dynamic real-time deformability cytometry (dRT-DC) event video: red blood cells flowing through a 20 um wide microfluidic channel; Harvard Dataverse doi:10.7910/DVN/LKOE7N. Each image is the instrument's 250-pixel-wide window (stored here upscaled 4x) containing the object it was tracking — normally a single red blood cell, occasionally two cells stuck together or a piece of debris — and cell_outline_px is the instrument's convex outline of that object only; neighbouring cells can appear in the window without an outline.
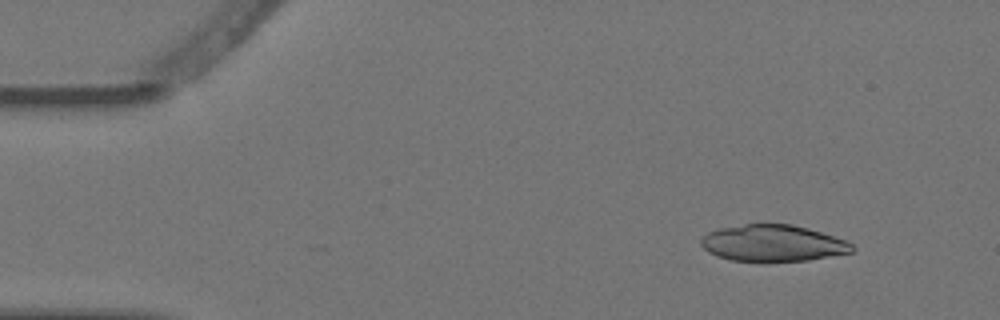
{"species": "Egyptian fruit bat (a non-hibernating species)", "species_latin": "Rousettus aegyptiacus", "temperature_condition": "warm", "stored_images_in_passage": 5, "camera_frame_rate_fps": 3000, "um_per_image_px": 0.085, "animal": {"sex": "female"}, "frame": {"image": 1, "passage_image": 1, "time_ms": 0.0, "image_size_px": [1000, 320], "cell_outline_px": [[856, 248], [852, 252], [832, 256], [808, 260], [764, 264], [760, 264], [732, 260], [716, 256], [708, 252], [700, 244], [700, 240], [708, 232], [720, 228], [744, 224], [792, 224], [808, 228], [844, 240], [852, 244]], "centroid_in_image_um": [65.67, 20.71], "position_along_channel_um": 19.3, "area_um2": 32.89}}